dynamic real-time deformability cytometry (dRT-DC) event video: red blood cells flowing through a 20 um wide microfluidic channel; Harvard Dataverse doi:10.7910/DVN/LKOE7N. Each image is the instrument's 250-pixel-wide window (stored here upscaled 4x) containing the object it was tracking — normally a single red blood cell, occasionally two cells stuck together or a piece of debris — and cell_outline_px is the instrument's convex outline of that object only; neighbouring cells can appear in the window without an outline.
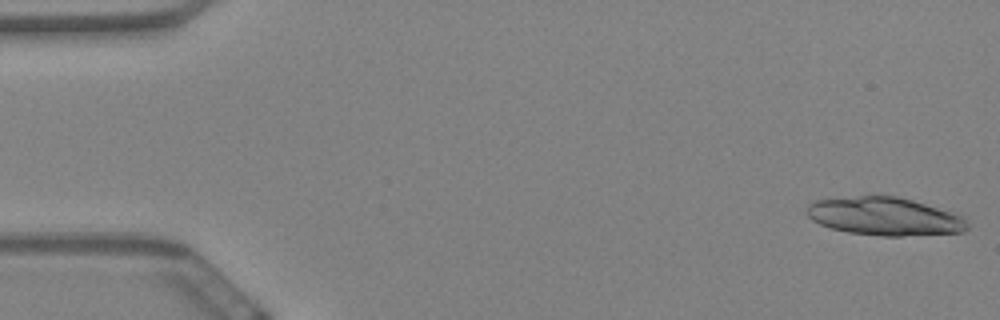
{"species": "Egyptian fruit bat (a non-hibernating species)", "species_latin": "Rousettus aegyptiacus", "temperature_condition": "warm", "stored_images_in_passage": 21, "camera_frame_rate_fps": 3000, "um_per_image_px": 0.085, "animal": {"sex": "female"}, "frame": {"image": 1, "passage_image": 1, "time_ms": 0.0, "image_size_px": [1000, 320], "cell_outline_px": [[968, 228], [964, 232], [900, 236], [880, 236], [848, 232], [832, 228], [820, 224], [812, 220], [808, 216], [808, 204], [812, 200], [860, 196], [896, 196], [912, 200], [952, 212], [964, 216], [968, 224]], "centroid_in_image_um": [75.2, 18.4], "position_along_channel_um": 9.8, "area_um2": 35.55}}
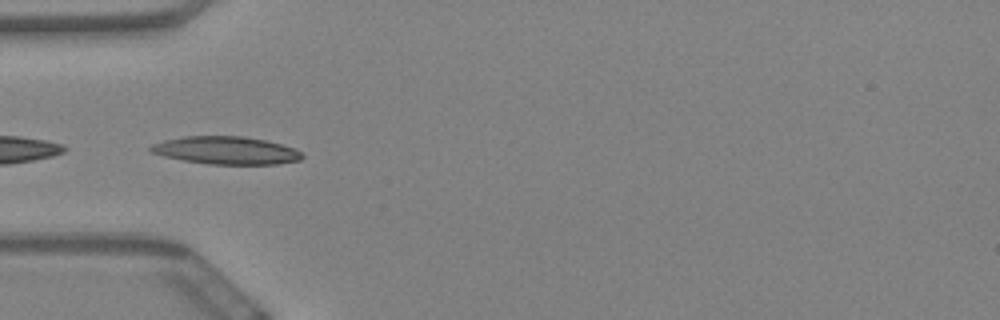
{"frame": {"image": 2, "passage_image": 19, "time_ms": 6.0, "image_size_px": [1000, 320], "cell_outline_px": [[304, 156], [300, 160], [276, 164], [208, 164], [184, 160], [164, 156], [148, 152], [148, 148], [152, 144], [164, 140], [184, 136], [244, 136], [264, 140], [280, 144], [292, 148], [300, 152]], "centroid_in_image_um": [19.16, 12.78], "position_along_channel_um": 65.8, "area_um2": 24.39}}